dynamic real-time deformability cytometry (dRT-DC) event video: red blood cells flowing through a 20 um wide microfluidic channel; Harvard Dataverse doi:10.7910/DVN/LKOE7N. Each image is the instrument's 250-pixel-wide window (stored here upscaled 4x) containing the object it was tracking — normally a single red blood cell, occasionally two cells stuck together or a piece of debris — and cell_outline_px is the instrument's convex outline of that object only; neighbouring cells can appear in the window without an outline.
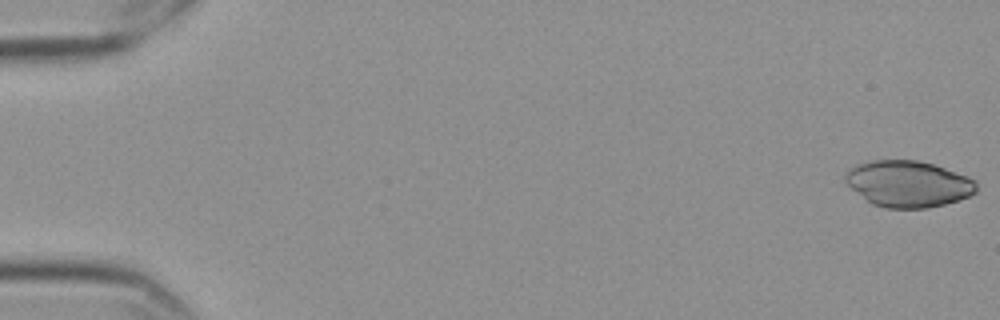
{"species": "Egyptian fruit bat (a non-hibernating species)", "species_latin": "Rousettus aegyptiacus", "temperature_condition": "cold", "stored_images_in_passage": 57, "camera_frame_rate_fps": 3000, "um_per_image_px": 0.085, "frame": {"image": 1, "passage_image": 1, "time_ms": 0.0, "image_size_px": [1000, 320], "cell_outline_px": [[976, 192], [968, 196], [944, 204], [928, 208], [884, 208], [872, 204], [852, 188], [844, 180], [844, 172], [848, 168], [856, 164], [872, 160], [916, 160], [932, 164], [968, 176], [976, 180]], "centroid_in_image_um": [77.17, 15.62], "position_along_channel_um": 7.8, "area_um2": 35.32}}
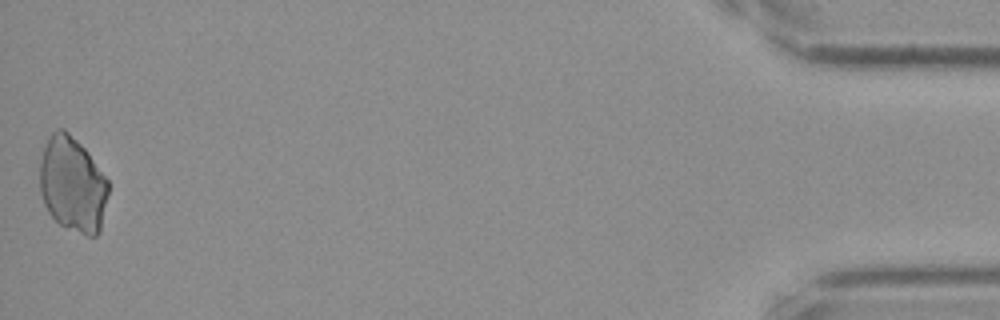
{"frame": {"image": 2, "passage_image": 57, "time_ms": 18.667, "image_size_px": [1000, 320], "cell_outline_px": [[108, 192], [100, 232], [96, 236], [88, 236], [60, 224], [48, 212], [44, 204], [40, 192], [40, 164], [44, 148], [52, 132], [56, 128], [64, 128], [88, 152], [108, 180]], "centroid_in_image_um": [6.17, 15.68], "position_along_channel_um": 429.0, "area_um2": 37.8}}